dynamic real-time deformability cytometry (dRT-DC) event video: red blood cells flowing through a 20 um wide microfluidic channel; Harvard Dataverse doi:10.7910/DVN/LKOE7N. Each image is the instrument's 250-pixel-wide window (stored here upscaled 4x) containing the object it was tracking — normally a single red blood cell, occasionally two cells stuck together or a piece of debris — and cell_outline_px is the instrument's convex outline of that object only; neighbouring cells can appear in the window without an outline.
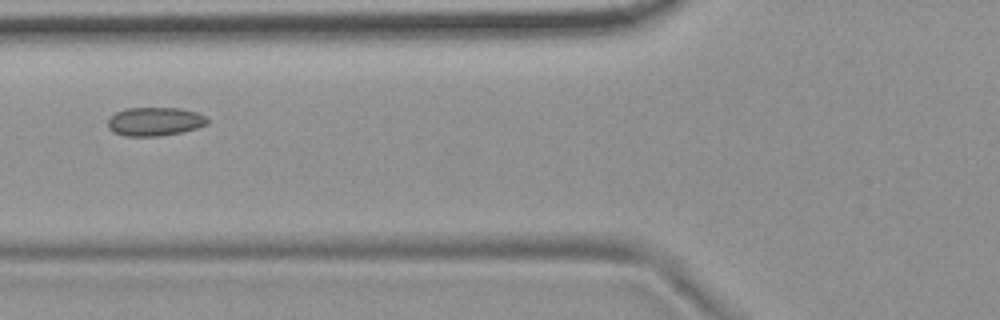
{"species": "common noctule bat (a hibernating species)", "species_latin": "Nyctalus noctula", "temperature_condition": "room temperature", "stored_images_in_passage": 5, "camera_frame_rate_fps": 3000, "um_per_image_px": 0.085, "animal": {"sex": "female", "body_mass_g": 19.9}, "frame": {"image": 1, "passage_image": 5, "time_ms": 1.333, "image_size_px": [1000, 320], "cell_outline_px": [[208, 124], [196, 128], [180, 132], [160, 136], [124, 136], [112, 132], [108, 128], [108, 120], [116, 112], [124, 108], [180, 108], [196, 112], [204, 116], [208, 120]], "centroid_in_image_um": [13.13, 10.33], "position_along_channel_um": 112.7, "area_um2": 16.59}}